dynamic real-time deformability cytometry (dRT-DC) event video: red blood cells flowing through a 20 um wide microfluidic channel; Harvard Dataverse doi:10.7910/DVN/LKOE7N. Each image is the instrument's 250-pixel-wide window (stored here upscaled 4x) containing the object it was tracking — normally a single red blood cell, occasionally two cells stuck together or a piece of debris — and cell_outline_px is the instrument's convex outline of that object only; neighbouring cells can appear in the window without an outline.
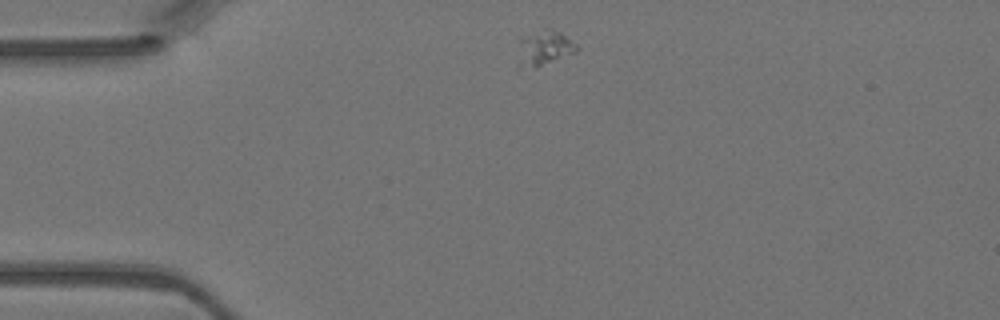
{"species": "Egyptian fruit bat (a non-hibernating species)", "species_latin": "Rousettus aegyptiacus", "temperature_condition": "warm", "stored_images_in_passage": 1, "camera_frame_rate_fps": 3000, "um_per_image_px": 0.085, "animal": {"sex": "female"}, "frame": {"image": 1, "passage_image": 1, "time_ms": 0.0, "image_size_px": [1000, 320], "cell_outline_px": [[580, 48], [576, 52], [536, 68], [516, 68], [520, 36], [552, 28], [560, 32], [576, 44]], "centroid_in_image_um": [46.2, 4.12], "position_along_channel_um": 38.8, "area_um2": 12.25}}